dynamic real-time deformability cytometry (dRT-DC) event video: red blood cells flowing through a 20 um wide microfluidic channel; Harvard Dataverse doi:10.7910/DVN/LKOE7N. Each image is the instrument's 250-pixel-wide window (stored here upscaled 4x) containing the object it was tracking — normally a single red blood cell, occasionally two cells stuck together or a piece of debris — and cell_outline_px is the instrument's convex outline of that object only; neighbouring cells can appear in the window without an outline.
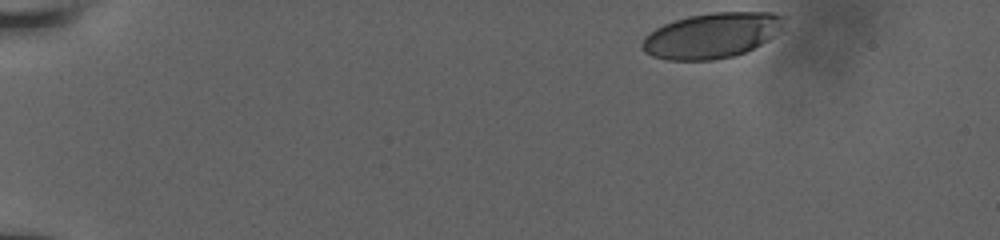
{"species": "human", "species_latin": "Homo sapiens", "temperature_condition": "room temperature", "stored_images_in_passage": 40, "camera_frame_rate_fps": 3000, "um_per_image_px": 0.085, "donor": {"sex": "male"}, "frame": {"image": 1, "passage_image": 1, "time_ms": 0.0, "image_size_px": [1000, 240], "cell_outline_px": [[788, 16], [784, 32], [744, 52], [732, 56], [712, 60], [668, 60], [652, 56], [644, 52], [640, 44], [644, 36], [656, 28], [664, 24], [688, 16], [712, 12], [772, 12]], "centroid_in_image_um": [60.58, 3.0], "position_along_channel_um": 24.4, "area_um2": 38.03}}
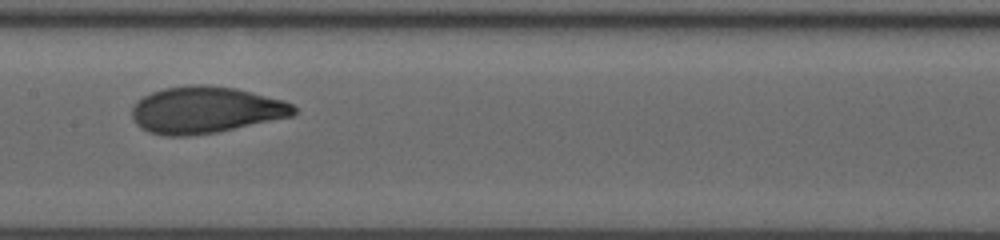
{"frame": {"image": 2, "passage_image": 22, "time_ms": 7.333, "image_size_px": [1000, 240], "cell_outline_px": [[296, 112], [292, 116], [216, 132], [188, 136], [164, 136], [148, 132], [132, 116], [132, 108], [144, 96], [152, 92], [164, 88], [188, 84], [208, 84], [236, 88], [284, 100], [292, 104], [296, 108]], "centroid_in_image_um": [17.5, 9.33], "position_along_channel_um": 189.9, "area_um2": 43.81}}
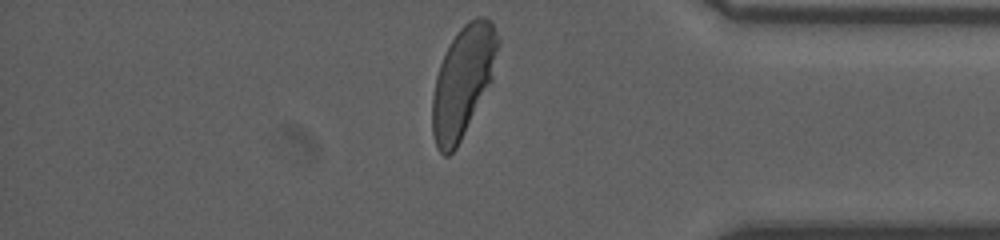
{"frame": {"image": 3, "passage_image": 40, "time_ms": 13.0, "image_size_px": [1000, 240], "cell_outline_px": [[500, 44], [492, 80], [456, 148], [448, 156], [444, 156], [436, 148], [432, 132], [432, 96], [436, 76], [440, 64], [456, 32], [468, 20], [476, 16], [484, 16], [492, 24], [500, 40]], "centroid_in_image_um": [39.35, 6.91], "position_along_channel_um": 395.9, "area_um2": 42.08}}